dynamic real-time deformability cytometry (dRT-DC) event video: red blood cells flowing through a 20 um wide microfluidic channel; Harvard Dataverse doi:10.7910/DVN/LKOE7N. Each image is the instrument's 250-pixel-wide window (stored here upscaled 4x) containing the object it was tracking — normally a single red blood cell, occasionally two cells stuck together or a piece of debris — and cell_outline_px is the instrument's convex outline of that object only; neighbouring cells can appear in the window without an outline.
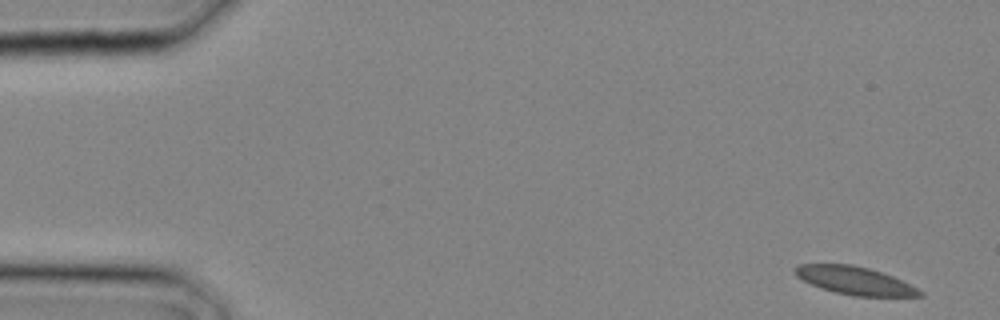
{"species": "common noctule bat (a hibernating species)", "species_latin": "Nyctalus noctula", "temperature_condition": "cold", "stored_images_in_passage": 4, "camera_frame_rate_fps": 3000, "um_per_image_px": 0.085, "animal": {"sex": "male", "body_mass_g": 20.4}, "frame": {"image": 1, "passage_image": 1, "time_ms": 0.0, "image_size_px": [1000, 320], "cell_outline_px": [[924, 296], [856, 296], [836, 292], [820, 288], [796, 276], [792, 268], [796, 264], [852, 264], [868, 268], [892, 276], [924, 292]], "centroid_in_image_um": [72.61, 23.84], "position_along_channel_um": 12.4, "area_um2": 20.11}}